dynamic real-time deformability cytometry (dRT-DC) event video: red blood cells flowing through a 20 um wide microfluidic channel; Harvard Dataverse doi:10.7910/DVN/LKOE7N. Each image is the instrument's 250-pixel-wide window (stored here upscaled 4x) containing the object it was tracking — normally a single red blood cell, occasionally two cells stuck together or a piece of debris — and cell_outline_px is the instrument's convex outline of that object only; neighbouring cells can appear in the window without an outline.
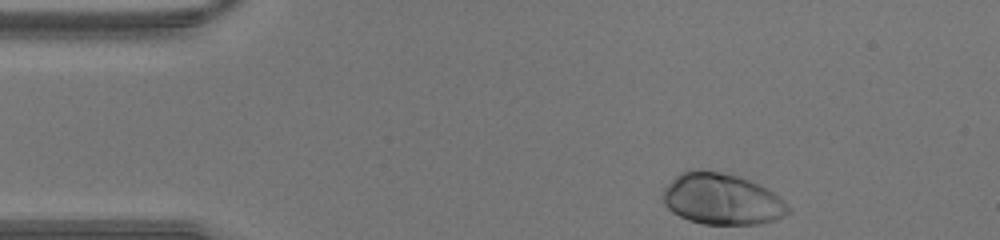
{"species": "human", "species_latin": "Homo sapiens", "temperature_condition": "warm", "stored_images_in_passage": 31, "camera_frame_rate_fps": 3000, "um_per_image_px": 0.085, "donor": {"sex": "male"}, "frame": {"image": 1, "passage_image": 1, "time_ms": 0.0, "image_size_px": [1000, 240], "cell_outline_px": [[792, 212], [776, 220], [760, 224], [704, 224], [688, 220], [672, 212], [664, 204], [660, 196], [664, 188], [680, 172], [696, 168], [720, 172], [736, 176], [748, 180], [772, 192], [792, 208]], "centroid_in_image_um": [61.33, 16.93], "position_along_channel_um": 23.7, "area_um2": 37.51}}
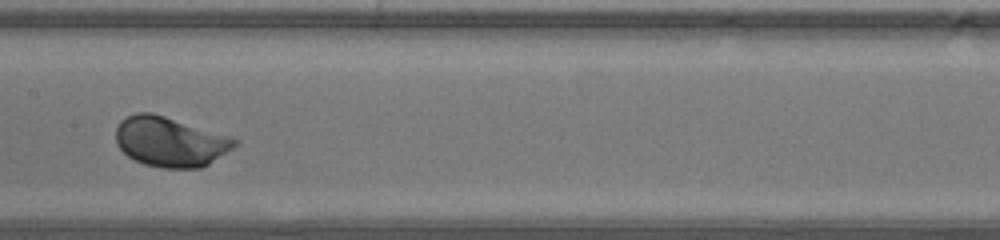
{"frame": {"image": 2, "passage_image": 17, "time_ms": 5.333, "image_size_px": [1000, 240], "cell_outline_px": [[240, 140], [232, 148], [208, 164], [200, 168], [164, 168], [144, 164], [128, 156], [116, 144], [116, 128], [120, 120], [136, 112], [152, 112]], "centroid_in_image_um": [14.42, 12.04], "position_along_channel_um": 193.0, "area_um2": 34.1}}
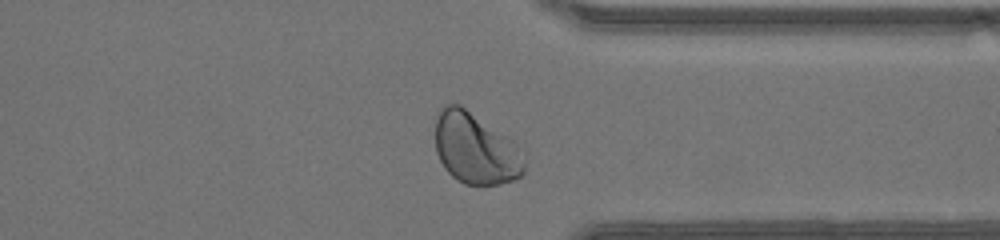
{"frame": {"image": 3, "passage_image": 29, "time_ms": 9.333, "image_size_px": [1000, 240], "cell_outline_px": [[524, 172], [520, 176], [512, 180], [500, 184], [484, 188], [464, 184], [456, 180], [444, 168], [436, 152], [436, 116], [440, 108], [444, 104], [460, 104], [512, 140], [524, 164]], "centroid_in_image_um": [40.36, 12.66], "position_along_channel_um": 371.0, "area_um2": 36.99}}